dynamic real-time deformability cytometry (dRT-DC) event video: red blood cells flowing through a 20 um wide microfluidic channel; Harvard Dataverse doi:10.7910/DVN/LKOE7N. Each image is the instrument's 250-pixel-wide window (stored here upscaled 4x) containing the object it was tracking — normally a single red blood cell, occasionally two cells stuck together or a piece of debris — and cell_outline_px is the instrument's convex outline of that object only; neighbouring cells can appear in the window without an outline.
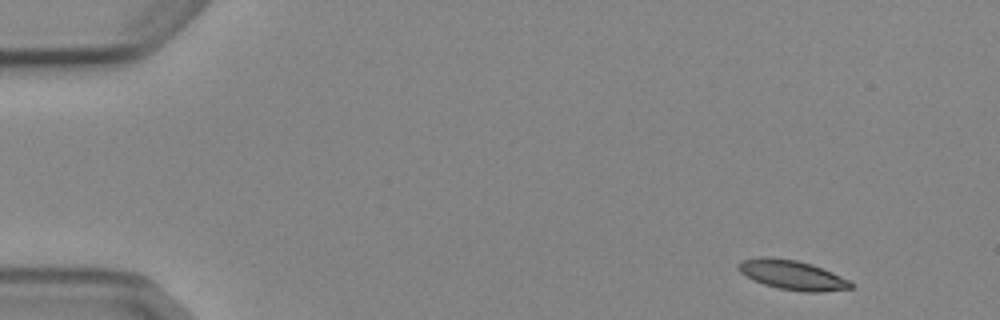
{"species": "Egyptian fruit bat (a non-hibernating species)", "species_latin": "Rousettus aegyptiacus", "temperature_condition": "cold", "stored_images_in_passage": 4, "camera_frame_rate_fps": 3000, "um_per_image_px": 0.085, "animal": {"sex": "female"}, "frame": {"image": 1, "passage_image": 1, "time_ms": 0.0, "image_size_px": [1000, 320], "cell_outline_px": [[856, 284], [852, 288], [820, 292], [804, 292], [780, 288], [764, 284], [740, 272], [736, 268], [744, 260], [760, 256], [764, 256], [796, 260], [812, 264], [832, 272]], "centroid_in_image_um": [67.39, 23.37], "position_along_channel_um": 17.6, "area_um2": 19.07}}
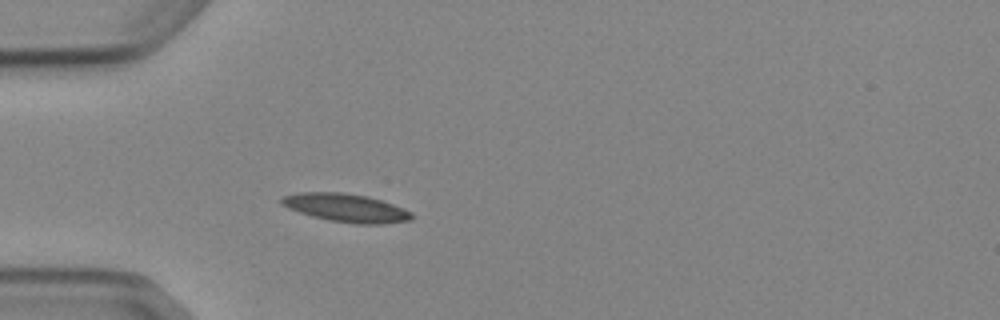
{"frame": {"image": 2, "passage_image": 4, "time_ms": 3.667, "image_size_px": [1000, 320], "cell_outline_px": [[412, 220], [384, 224], [356, 224], [328, 220], [312, 216], [288, 208], [280, 204], [280, 196], [300, 192], [344, 192], [368, 196], [392, 204], [412, 212]], "centroid_in_image_um": [29.38, 17.66], "position_along_channel_um": 55.6, "area_um2": 21.56}}